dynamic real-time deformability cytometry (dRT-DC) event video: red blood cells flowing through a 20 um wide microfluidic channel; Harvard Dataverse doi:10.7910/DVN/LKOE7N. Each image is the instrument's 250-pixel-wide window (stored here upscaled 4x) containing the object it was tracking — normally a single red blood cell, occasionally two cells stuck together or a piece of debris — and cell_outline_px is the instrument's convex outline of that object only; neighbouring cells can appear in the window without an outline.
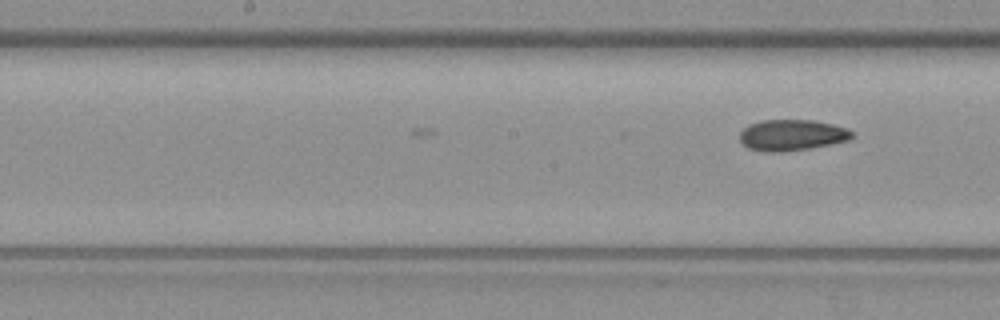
{"species": "common noctule bat (a hibernating species)", "species_latin": "Nyctalus noctula", "temperature_condition": "warm", "stored_images_in_passage": 11, "camera_frame_rate_fps": 3000, "um_per_image_px": 0.085, "animal": {"sex": "female", "body_mass_g": 19.3, "forearm_length_mm": 54.1}, "frame": {"image": 1, "passage_image": 11, "time_ms": 3.333, "image_size_px": [1000, 320], "cell_outline_px": [[852, 136], [848, 140], [832, 144], [808, 148], [780, 152], [768, 152], [748, 148], [740, 140], [740, 132], [748, 124], [760, 120], [812, 120], [832, 124], [848, 128], [852, 132]], "centroid_in_image_um": [67.29, 11.47], "position_along_channel_um": 180.9, "area_um2": 20.23}}